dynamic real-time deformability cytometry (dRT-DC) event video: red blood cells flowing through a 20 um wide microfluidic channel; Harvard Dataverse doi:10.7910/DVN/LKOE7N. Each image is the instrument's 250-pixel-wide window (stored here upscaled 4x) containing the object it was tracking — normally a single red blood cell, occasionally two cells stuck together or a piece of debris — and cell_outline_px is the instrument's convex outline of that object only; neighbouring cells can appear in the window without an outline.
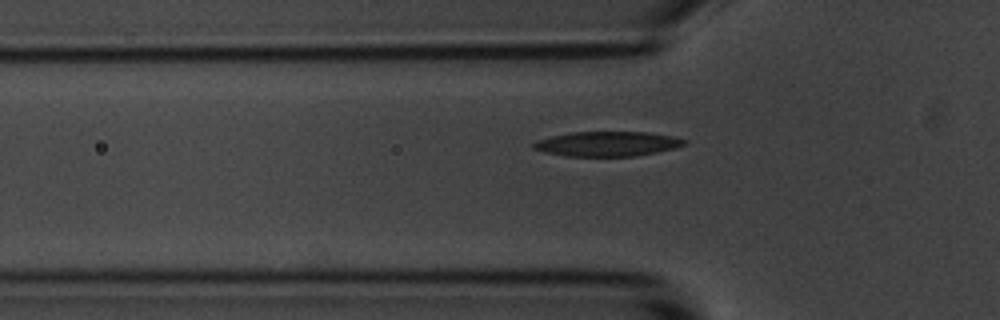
{"species": "common noctule bat (a hibernating species)", "species_latin": "Nyctalus noctula", "temperature_condition": "room temperature", "stored_images_in_passage": 6, "camera_frame_rate_fps": 3000, "um_per_image_px": 0.085, "animal": {"sex": "male", "body_mass_g": 20.1, "forearm_length_mm": 53.5}, "frame": {"image": 1, "passage_image": 6, "time_ms": 6.667, "image_size_px": [1000, 320], "cell_outline_px": [[688, 140], [684, 144], [676, 148], [636, 156], [568, 156], [544, 152], [532, 148], [532, 144], [536, 140], [552, 136], [572, 132], [648, 132], [672, 136]], "centroid_in_image_um": [51.62, 12.22], "position_along_channel_um": 74.2, "area_um2": 21.73}}